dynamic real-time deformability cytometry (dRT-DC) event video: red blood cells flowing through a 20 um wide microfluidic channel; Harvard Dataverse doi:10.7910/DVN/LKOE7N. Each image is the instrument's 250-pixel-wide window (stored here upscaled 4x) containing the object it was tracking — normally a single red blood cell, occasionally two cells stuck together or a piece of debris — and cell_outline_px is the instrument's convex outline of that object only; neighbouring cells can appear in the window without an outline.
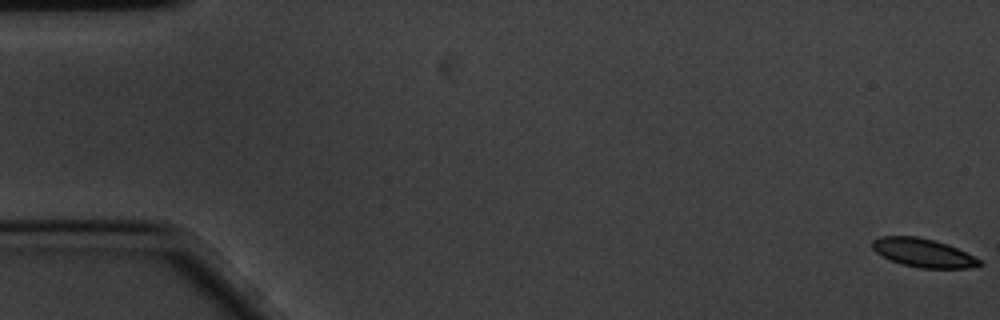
{"species": "common noctule bat (a hibernating species)", "species_latin": "Nyctalus noctula", "temperature_condition": "cold", "stored_images_in_passage": 60, "camera_frame_rate_fps": 3000, "um_per_image_px": 0.085, "animal": {"sex": "male", "body_mass_g": 20.1, "forearm_length_mm": 53.5}, "frame": {"image": 1, "passage_image": 1, "time_ms": 0.0, "image_size_px": [1000, 320], "cell_outline_px": [[984, 264], [968, 268], [920, 268], [900, 264], [876, 252], [872, 248], [872, 240], [880, 236], [916, 236], [936, 240], [948, 244], [980, 260]], "centroid_in_image_um": [78.45, 21.48], "position_along_channel_um": 6.5, "area_um2": 17.74}}
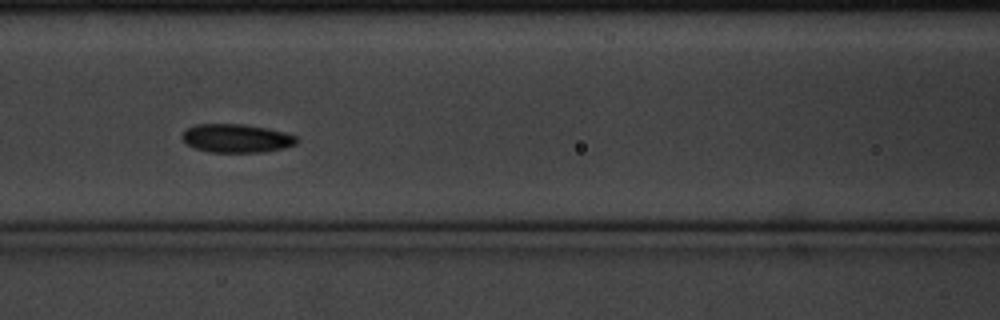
{"frame": {"image": 2, "passage_image": 26, "time_ms": 8.333, "image_size_px": [1000, 320], "cell_outline_px": [[300, 140], [296, 144], [284, 148], [264, 152], [208, 152], [196, 148], [188, 144], [180, 136], [188, 128], [196, 124], [244, 124], [268, 128], [284, 132], [296, 136]], "centroid_in_image_um": [20.14, 11.75], "position_along_channel_um": 146.5, "area_um2": 19.07}}
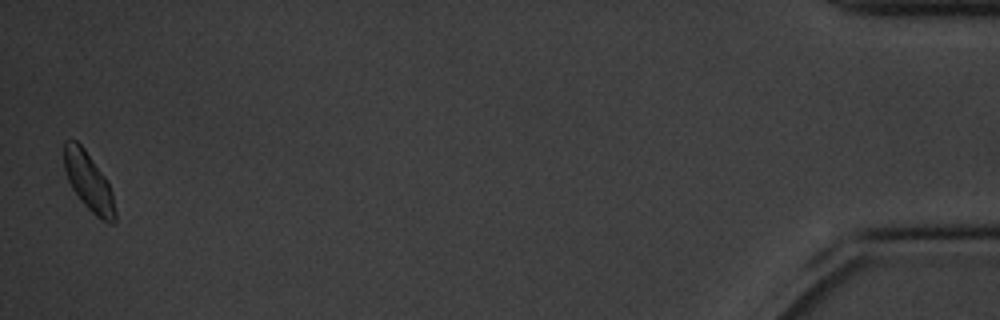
{"frame": {"image": 3, "passage_image": 59, "time_ms": 19.333, "image_size_px": [1000, 320], "cell_outline_px": [[116, 220], [112, 224], [100, 220], [80, 200], [72, 188], [68, 180], [64, 168], [64, 140], [76, 140], [84, 148], [108, 180], [112, 192], [116, 212]], "centroid_in_image_um": [7.55, 15.45], "position_along_channel_um": 427.6, "area_um2": 17.46}, "authors_computed_cell_mechanics": {"area_um2": 18.4093, "velocity_mm_per_s": 3.3914, "shape_relaxation_time_tau1_ms": 2.7253, "shape_relaxation_time_tau2_ms": null, "deformation_change_tau1": 0.0611, "deformation_change_tau2": null}}